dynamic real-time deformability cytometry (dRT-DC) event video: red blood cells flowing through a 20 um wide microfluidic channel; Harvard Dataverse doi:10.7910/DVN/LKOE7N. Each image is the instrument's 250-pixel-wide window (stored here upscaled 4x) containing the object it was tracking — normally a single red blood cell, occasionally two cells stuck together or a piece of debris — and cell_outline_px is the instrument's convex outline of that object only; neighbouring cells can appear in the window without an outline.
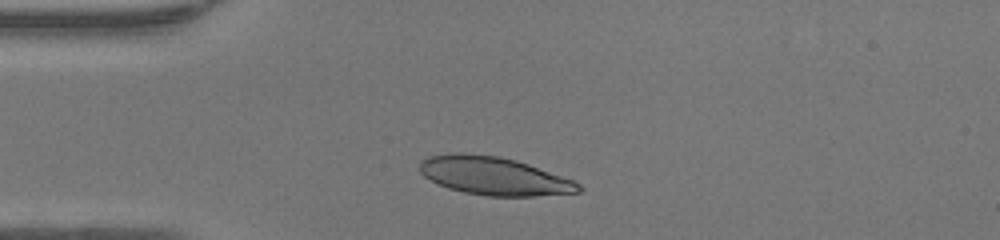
{"species": "human", "species_latin": "Homo sapiens", "temperature_condition": "warm", "stored_images_in_passage": 29, "camera_frame_rate_fps": 3000, "um_per_image_px": 0.085, "donor": {"sex": "female"}, "frame": {"image": 1, "passage_image": 1, "time_ms": 0.0, "image_size_px": [1000, 240], "cell_outline_px": [[584, 188], [580, 192], [536, 196], [488, 196], [464, 192], [448, 188], [424, 176], [420, 172], [420, 160], [428, 156], [456, 152], [460, 152], [500, 156], [516, 160], [528, 164], [572, 180], [580, 184]], "centroid_in_image_um": [41.98, 14.95], "position_along_channel_um": 43.0, "area_um2": 35.26}}
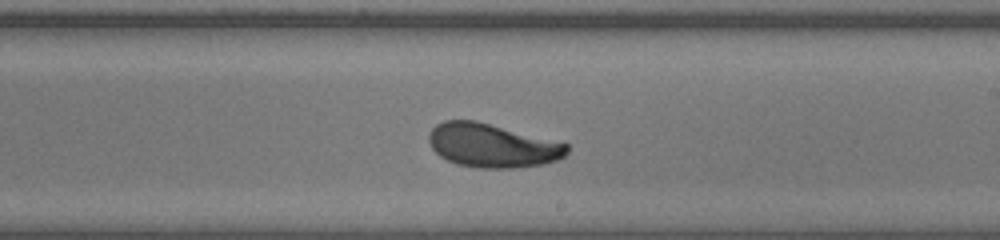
{"frame": {"image": 2, "passage_image": 17, "time_ms": 5.333, "image_size_px": [1000, 240], "cell_outline_px": [[568, 152], [564, 156], [556, 160], [544, 164], [516, 168], [480, 168], [456, 164], [440, 156], [432, 148], [428, 140], [428, 136], [432, 128], [436, 124], [444, 120], [476, 120], [568, 144]], "centroid_in_image_um": [41.81, 12.37], "position_along_channel_um": 247.2, "area_um2": 35.14}}
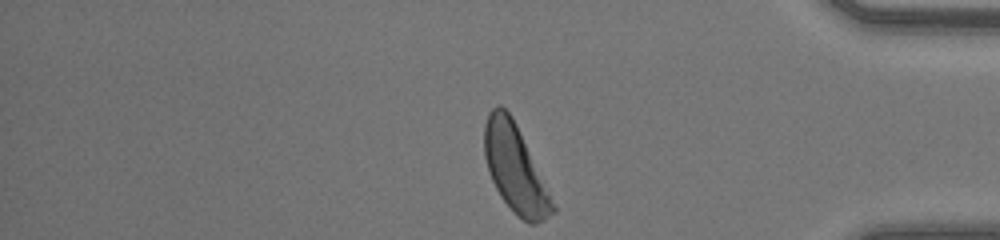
{"frame": {"image": 3, "passage_image": 29, "time_ms": 9.333, "image_size_px": [1000, 240], "cell_outline_px": [[556, 212], [544, 220], [536, 224], [528, 224], [516, 216], [512, 212], [500, 196], [488, 172], [484, 156], [484, 124], [488, 112], [496, 104], [500, 104], [512, 116], [516, 124], [556, 208]], "centroid_in_image_um": [43.75, 14.35], "position_along_channel_um": 391.5, "area_um2": 34.51}, "authors_computed_cell_mechanics": {"area_um2": 35.1424, "velocity_mm_per_s": 4.2575, "shape_relaxation_time_tau1_ms": 4.9002, "shape_relaxation_time_tau2_ms": 0.7702, "deformation_change_tau1": 0.2054, "deformation_change_tau2": 0.0554}}